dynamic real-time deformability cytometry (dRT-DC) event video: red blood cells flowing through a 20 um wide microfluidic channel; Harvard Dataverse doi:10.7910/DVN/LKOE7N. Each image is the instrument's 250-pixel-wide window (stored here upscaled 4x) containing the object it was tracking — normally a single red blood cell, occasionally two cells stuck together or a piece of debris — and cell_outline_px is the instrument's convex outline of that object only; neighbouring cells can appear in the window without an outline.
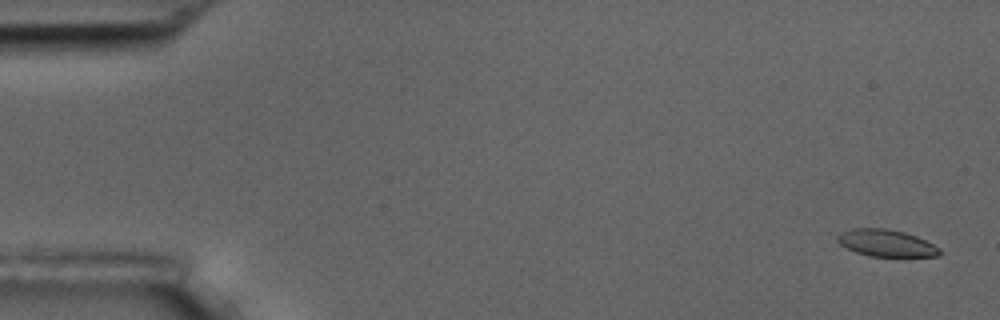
{"species": "common noctule bat (a hibernating species)", "species_latin": "Nyctalus noctula", "temperature_condition": "room temperature", "stored_images_in_passage": 4, "camera_frame_rate_fps": 3000, "um_per_image_px": 0.085, "animal": {"sex": "male", "body_mass_g": 17.5, "forearm_length_mm": 52.3}, "frame": {"image": 1, "passage_image": 1, "time_ms": 0.0, "image_size_px": [1000, 320], "cell_outline_px": [[944, 252], [936, 256], [868, 256], [856, 252], [840, 244], [836, 240], [836, 236], [840, 232], [852, 228], [884, 228], [904, 232], [916, 236], [940, 248]], "centroid_in_image_um": [75.31, 20.65], "position_along_channel_um": 9.7, "area_um2": 16.01}}
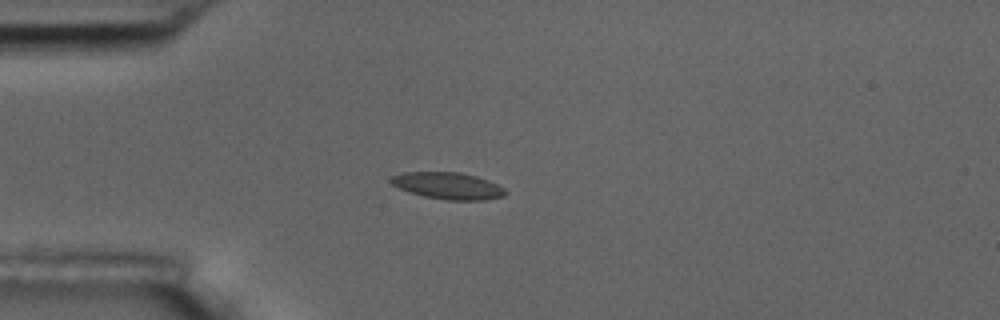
{"frame": {"image": 2, "passage_image": 4, "time_ms": 4.333, "image_size_px": [1000, 320], "cell_outline_px": [[508, 192], [504, 196], [488, 200], [444, 200], [424, 196], [400, 188], [392, 184], [388, 180], [392, 176], [404, 172], [460, 172], [476, 176], [488, 180], [504, 188]], "centroid_in_image_um": [38.11, 15.79], "position_along_channel_um": 46.9, "area_um2": 17.86}}